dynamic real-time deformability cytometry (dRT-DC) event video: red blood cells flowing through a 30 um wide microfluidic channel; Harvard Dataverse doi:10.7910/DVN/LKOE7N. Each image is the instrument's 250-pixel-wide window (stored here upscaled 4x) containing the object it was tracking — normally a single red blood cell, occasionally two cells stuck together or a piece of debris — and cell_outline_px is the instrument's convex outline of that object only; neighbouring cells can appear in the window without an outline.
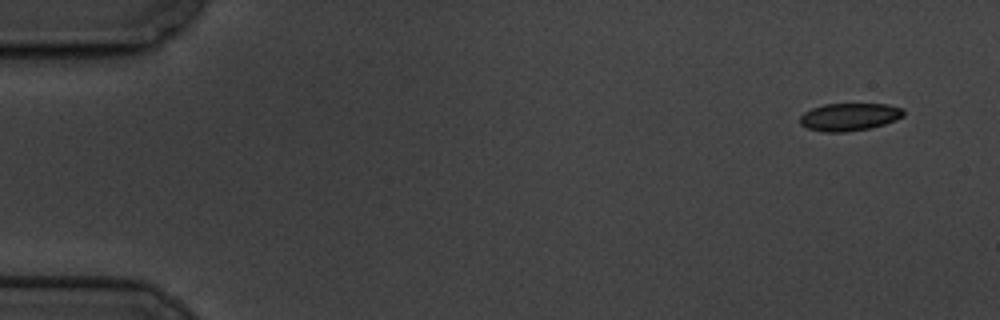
{"species": "common noctule bat (a hibernating species)", "species_latin": "Nyctalus noctula", "temperature_condition": "cold", "stored_images_in_passage": 5, "camera_frame_rate_fps": 3000, "um_per_image_px": 0.085, "animal": {"sex": "male", "body_mass_g": 19.5, "forearm_length_mm": 54.6}, "frame": {"image": 1, "passage_image": 1, "time_ms": 0.0, "image_size_px": [1000, 320], "cell_outline_px": [[904, 116], [896, 120], [872, 128], [844, 132], [824, 132], [808, 128], [800, 124], [800, 116], [804, 112], [812, 108], [824, 104], [888, 104], [904, 108]], "centroid_in_image_um": [72.22, 9.93], "position_along_channel_um": 12.8, "area_um2": 16.82}}
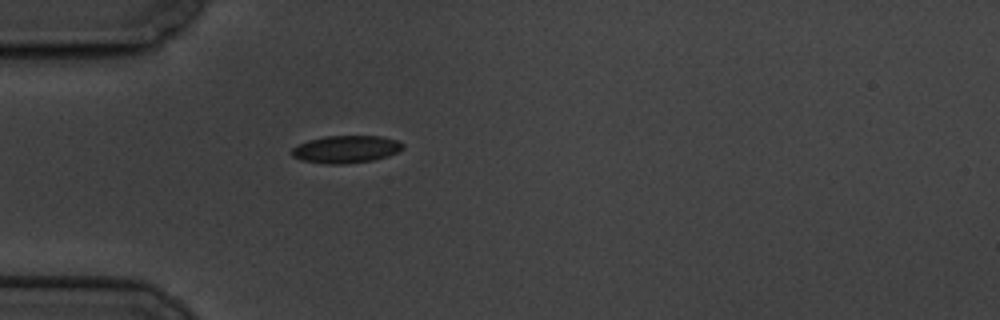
{"frame": {"image": 2, "passage_image": 5, "time_ms": 4.667, "image_size_px": [1000, 320], "cell_outline_px": [[404, 148], [388, 156], [372, 160], [344, 164], [328, 164], [300, 160], [292, 156], [292, 148], [308, 140], [324, 136], [380, 136], [400, 140], [404, 144]], "centroid_in_image_um": [29.43, 12.68], "position_along_channel_um": 55.6, "area_um2": 17.8}}